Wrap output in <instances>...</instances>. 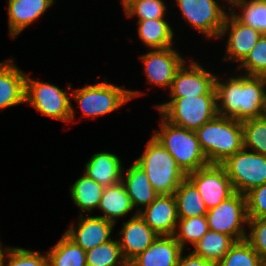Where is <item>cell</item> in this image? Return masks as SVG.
<instances>
[{"instance_id": "obj_8", "label": "cell", "mask_w": 266, "mask_h": 266, "mask_svg": "<svg viewBox=\"0 0 266 266\" xmlns=\"http://www.w3.org/2000/svg\"><path fill=\"white\" fill-rule=\"evenodd\" d=\"M235 192L246 194L266 183V156L242 148L221 164Z\"/></svg>"}, {"instance_id": "obj_23", "label": "cell", "mask_w": 266, "mask_h": 266, "mask_svg": "<svg viewBox=\"0 0 266 266\" xmlns=\"http://www.w3.org/2000/svg\"><path fill=\"white\" fill-rule=\"evenodd\" d=\"M98 209L104 215H98L103 219L116 224L118 218L127 215L133 206L122 182L105 187L98 204Z\"/></svg>"}, {"instance_id": "obj_15", "label": "cell", "mask_w": 266, "mask_h": 266, "mask_svg": "<svg viewBox=\"0 0 266 266\" xmlns=\"http://www.w3.org/2000/svg\"><path fill=\"white\" fill-rule=\"evenodd\" d=\"M78 223L71 224L64 233L79 245L84 251H88L112 239L111 234L115 224L100 216L79 215ZM75 226V227H74Z\"/></svg>"}, {"instance_id": "obj_14", "label": "cell", "mask_w": 266, "mask_h": 266, "mask_svg": "<svg viewBox=\"0 0 266 266\" xmlns=\"http://www.w3.org/2000/svg\"><path fill=\"white\" fill-rule=\"evenodd\" d=\"M228 33L225 56L223 59L241 62L263 35L257 29L240 22L229 10L218 38Z\"/></svg>"}, {"instance_id": "obj_7", "label": "cell", "mask_w": 266, "mask_h": 266, "mask_svg": "<svg viewBox=\"0 0 266 266\" xmlns=\"http://www.w3.org/2000/svg\"><path fill=\"white\" fill-rule=\"evenodd\" d=\"M72 84L67 85V90L61 89L49 82H41L26 75L25 103L31 104L36 111L44 116L63 122L75 120V111L72 105Z\"/></svg>"}, {"instance_id": "obj_41", "label": "cell", "mask_w": 266, "mask_h": 266, "mask_svg": "<svg viewBox=\"0 0 266 266\" xmlns=\"http://www.w3.org/2000/svg\"><path fill=\"white\" fill-rule=\"evenodd\" d=\"M226 1L228 2L229 7H231V5L237 0H226Z\"/></svg>"}, {"instance_id": "obj_31", "label": "cell", "mask_w": 266, "mask_h": 266, "mask_svg": "<svg viewBox=\"0 0 266 266\" xmlns=\"http://www.w3.org/2000/svg\"><path fill=\"white\" fill-rule=\"evenodd\" d=\"M243 148L266 156V115L242 121Z\"/></svg>"}, {"instance_id": "obj_27", "label": "cell", "mask_w": 266, "mask_h": 266, "mask_svg": "<svg viewBox=\"0 0 266 266\" xmlns=\"http://www.w3.org/2000/svg\"><path fill=\"white\" fill-rule=\"evenodd\" d=\"M105 187L98 184L85 174L79 177L70 190L71 199L74 204L80 208L82 212L92 213L94 208H98L99 201L102 197V192Z\"/></svg>"}, {"instance_id": "obj_4", "label": "cell", "mask_w": 266, "mask_h": 266, "mask_svg": "<svg viewBox=\"0 0 266 266\" xmlns=\"http://www.w3.org/2000/svg\"><path fill=\"white\" fill-rule=\"evenodd\" d=\"M135 162L145 171L159 195H173L186 178L175 159L153 136Z\"/></svg>"}, {"instance_id": "obj_5", "label": "cell", "mask_w": 266, "mask_h": 266, "mask_svg": "<svg viewBox=\"0 0 266 266\" xmlns=\"http://www.w3.org/2000/svg\"><path fill=\"white\" fill-rule=\"evenodd\" d=\"M155 108L169 123L192 131L218 115L216 95L171 97Z\"/></svg>"}, {"instance_id": "obj_18", "label": "cell", "mask_w": 266, "mask_h": 266, "mask_svg": "<svg viewBox=\"0 0 266 266\" xmlns=\"http://www.w3.org/2000/svg\"><path fill=\"white\" fill-rule=\"evenodd\" d=\"M183 251L174 235H161L130 263L133 266H176Z\"/></svg>"}, {"instance_id": "obj_9", "label": "cell", "mask_w": 266, "mask_h": 266, "mask_svg": "<svg viewBox=\"0 0 266 266\" xmlns=\"http://www.w3.org/2000/svg\"><path fill=\"white\" fill-rule=\"evenodd\" d=\"M206 219L209 230L224 233L235 241L246 239L245 229L248 225L246 196L235 192L218 206L208 210Z\"/></svg>"}, {"instance_id": "obj_44", "label": "cell", "mask_w": 266, "mask_h": 266, "mask_svg": "<svg viewBox=\"0 0 266 266\" xmlns=\"http://www.w3.org/2000/svg\"><path fill=\"white\" fill-rule=\"evenodd\" d=\"M123 266H133L130 262H126Z\"/></svg>"}, {"instance_id": "obj_11", "label": "cell", "mask_w": 266, "mask_h": 266, "mask_svg": "<svg viewBox=\"0 0 266 266\" xmlns=\"http://www.w3.org/2000/svg\"><path fill=\"white\" fill-rule=\"evenodd\" d=\"M186 178L199 191L208 210L235 193L232 182L221 164H209L189 173Z\"/></svg>"}, {"instance_id": "obj_43", "label": "cell", "mask_w": 266, "mask_h": 266, "mask_svg": "<svg viewBox=\"0 0 266 266\" xmlns=\"http://www.w3.org/2000/svg\"><path fill=\"white\" fill-rule=\"evenodd\" d=\"M262 266H266V258L262 260Z\"/></svg>"}, {"instance_id": "obj_24", "label": "cell", "mask_w": 266, "mask_h": 266, "mask_svg": "<svg viewBox=\"0 0 266 266\" xmlns=\"http://www.w3.org/2000/svg\"><path fill=\"white\" fill-rule=\"evenodd\" d=\"M138 36L149 49H163L174 44V31L165 19H148L137 22Z\"/></svg>"}, {"instance_id": "obj_34", "label": "cell", "mask_w": 266, "mask_h": 266, "mask_svg": "<svg viewBox=\"0 0 266 266\" xmlns=\"http://www.w3.org/2000/svg\"><path fill=\"white\" fill-rule=\"evenodd\" d=\"M0 266H49V259L47 253L7 246L0 256Z\"/></svg>"}, {"instance_id": "obj_3", "label": "cell", "mask_w": 266, "mask_h": 266, "mask_svg": "<svg viewBox=\"0 0 266 266\" xmlns=\"http://www.w3.org/2000/svg\"><path fill=\"white\" fill-rule=\"evenodd\" d=\"M160 117L161 128L155 130L152 136L175 159L185 175L209 165L195 131L175 126Z\"/></svg>"}, {"instance_id": "obj_38", "label": "cell", "mask_w": 266, "mask_h": 266, "mask_svg": "<svg viewBox=\"0 0 266 266\" xmlns=\"http://www.w3.org/2000/svg\"><path fill=\"white\" fill-rule=\"evenodd\" d=\"M245 196L248 218H266V183L251 189Z\"/></svg>"}, {"instance_id": "obj_2", "label": "cell", "mask_w": 266, "mask_h": 266, "mask_svg": "<svg viewBox=\"0 0 266 266\" xmlns=\"http://www.w3.org/2000/svg\"><path fill=\"white\" fill-rule=\"evenodd\" d=\"M195 132L209 164H222L243 148L241 121L217 115Z\"/></svg>"}, {"instance_id": "obj_21", "label": "cell", "mask_w": 266, "mask_h": 266, "mask_svg": "<svg viewBox=\"0 0 266 266\" xmlns=\"http://www.w3.org/2000/svg\"><path fill=\"white\" fill-rule=\"evenodd\" d=\"M121 182L125 186L133 208H138L137 213L142 207L150 205L159 195L153 189L145 171L136 162L126 170L123 168Z\"/></svg>"}, {"instance_id": "obj_35", "label": "cell", "mask_w": 266, "mask_h": 266, "mask_svg": "<svg viewBox=\"0 0 266 266\" xmlns=\"http://www.w3.org/2000/svg\"><path fill=\"white\" fill-rule=\"evenodd\" d=\"M164 0H130L123 7L127 17H138L139 20L164 19L166 6Z\"/></svg>"}, {"instance_id": "obj_22", "label": "cell", "mask_w": 266, "mask_h": 266, "mask_svg": "<svg viewBox=\"0 0 266 266\" xmlns=\"http://www.w3.org/2000/svg\"><path fill=\"white\" fill-rule=\"evenodd\" d=\"M84 171L86 176L108 187L121 182L123 166L117 155L102 151L92 155L85 164Z\"/></svg>"}, {"instance_id": "obj_6", "label": "cell", "mask_w": 266, "mask_h": 266, "mask_svg": "<svg viewBox=\"0 0 266 266\" xmlns=\"http://www.w3.org/2000/svg\"><path fill=\"white\" fill-rule=\"evenodd\" d=\"M140 95V91L125 89L104 80L75 89L71 92V99L76 100L83 116L95 119L113 112Z\"/></svg>"}, {"instance_id": "obj_37", "label": "cell", "mask_w": 266, "mask_h": 266, "mask_svg": "<svg viewBox=\"0 0 266 266\" xmlns=\"http://www.w3.org/2000/svg\"><path fill=\"white\" fill-rule=\"evenodd\" d=\"M246 240L263 260L266 258V218H248Z\"/></svg>"}, {"instance_id": "obj_13", "label": "cell", "mask_w": 266, "mask_h": 266, "mask_svg": "<svg viewBox=\"0 0 266 266\" xmlns=\"http://www.w3.org/2000/svg\"><path fill=\"white\" fill-rule=\"evenodd\" d=\"M183 58L173 47L149 49L146 54L140 56L146 81L170 89L176 72L187 62Z\"/></svg>"}, {"instance_id": "obj_40", "label": "cell", "mask_w": 266, "mask_h": 266, "mask_svg": "<svg viewBox=\"0 0 266 266\" xmlns=\"http://www.w3.org/2000/svg\"><path fill=\"white\" fill-rule=\"evenodd\" d=\"M2 243H1V241H0V256L6 251V246H5V248L3 249L2 248V246H3V244L1 245Z\"/></svg>"}, {"instance_id": "obj_39", "label": "cell", "mask_w": 266, "mask_h": 266, "mask_svg": "<svg viewBox=\"0 0 266 266\" xmlns=\"http://www.w3.org/2000/svg\"><path fill=\"white\" fill-rule=\"evenodd\" d=\"M181 253L176 266H216L211 261H208L202 257H198L192 252L187 256L182 255Z\"/></svg>"}, {"instance_id": "obj_32", "label": "cell", "mask_w": 266, "mask_h": 266, "mask_svg": "<svg viewBox=\"0 0 266 266\" xmlns=\"http://www.w3.org/2000/svg\"><path fill=\"white\" fill-rule=\"evenodd\" d=\"M208 231L206 216L179 218L174 237L184 250L186 242L194 246Z\"/></svg>"}, {"instance_id": "obj_16", "label": "cell", "mask_w": 266, "mask_h": 266, "mask_svg": "<svg viewBox=\"0 0 266 266\" xmlns=\"http://www.w3.org/2000/svg\"><path fill=\"white\" fill-rule=\"evenodd\" d=\"M122 226L118 232V243L127 262L145 251L159 236L137 212H134L127 222H123Z\"/></svg>"}, {"instance_id": "obj_25", "label": "cell", "mask_w": 266, "mask_h": 266, "mask_svg": "<svg viewBox=\"0 0 266 266\" xmlns=\"http://www.w3.org/2000/svg\"><path fill=\"white\" fill-rule=\"evenodd\" d=\"M178 218L206 216L208 211L201 194L196 187L185 178L174 192Z\"/></svg>"}, {"instance_id": "obj_17", "label": "cell", "mask_w": 266, "mask_h": 266, "mask_svg": "<svg viewBox=\"0 0 266 266\" xmlns=\"http://www.w3.org/2000/svg\"><path fill=\"white\" fill-rule=\"evenodd\" d=\"M145 223L159 236L174 235L177 223V204L174 195H158L138 212Z\"/></svg>"}, {"instance_id": "obj_19", "label": "cell", "mask_w": 266, "mask_h": 266, "mask_svg": "<svg viewBox=\"0 0 266 266\" xmlns=\"http://www.w3.org/2000/svg\"><path fill=\"white\" fill-rule=\"evenodd\" d=\"M54 3L55 0H8L9 35L15 39Z\"/></svg>"}, {"instance_id": "obj_26", "label": "cell", "mask_w": 266, "mask_h": 266, "mask_svg": "<svg viewBox=\"0 0 266 266\" xmlns=\"http://www.w3.org/2000/svg\"><path fill=\"white\" fill-rule=\"evenodd\" d=\"M236 241L224 233L209 230L191 251L198 257L211 261L215 265L224 257Z\"/></svg>"}, {"instance_id": "obj_28", "label": "cell", "mask_w": 266, "mask_h": 266, "mask_svg": "<svg viewBox=\"0 0 266 266\" xmlns=\"http://www.w3.org/2000/svg\"><path fill=\"white\" fill-rule=\"evenodd\" d=\"M47 255L49 266H86V251L65 233Z\"/></svg>"}, {"instance_id": "obj_20", "label": "cell", "mask_w": 266, "mask_h": 266, "mask_svg": "<svg viewBox=\"0 0 266 266\" xmlns=\"http://www.w3.org/2000/svg\"><path fill=\"white\" fill-rule=\"evenodd\" d=\"M14 59L0 62V110L25 103L26 75Z\"/></svg>"}, {"instance_id": "obj_33", "label": "cell", "mask_w": 266, "mask_h": 266, "mask_svg": "<svg viewBox=\"0 0 266 266\" xmlns=\"http://www.w3.org/2000/svg\"><path fill=\"white\" fill-rule=\"evenodd\" d=\"M216 266H262V259L243 239L236 241Z\"/></svg>"}, {"instance_id": "obj_10", "label": "cell", "mask_w": 266, "mask_h": 266, "mask_svg": "<svg viewBox=\"0 0 266 266\" xmlns=\"http://www.w3.org/2000/svg\"><path fill=\"white\" fill-rule=\"evenodd\" d=\"M181 15L191 27L208 39H217L227 15L217 0H175ZM224 8V9H223Z\"/></svg>"}, {"instance_id": "obj_42", "label": "cell", "mask_w": 266, "mask_h": 266, "mask_svg": "<svg viewBox=\"0 0 266 266\" xmlns=\"http://www.w3.org/2000/svg\"><path fill=\"white\" fill-rule=\"evenodd\" d=\"M130 0H121L122 4L121 5H125L127 2H129Z\"/></svg>"}, {"instance_id": "obj_29", "label": "cell", "mask_w": 266, "mask_h": 266, "mask_svg": "<svg viewBox=\"0 0 266 266\" xmlns=\"http://www.w3.org/2000/svg\"><path fill=\"white\" fill-rule=\"evenodd\" d=\"M228 10L243 24L266 34V0H237ZM236 8L239 9L238 13Z\"/></svg>"}, {"instance_id": "obj_1", "label": "cell", "mask_w": 266, "mask_h": 266, "mask_svg": "<svg viewBox=\"0 0 266 266\" xmlns=\"http://www.w3.org/2000/svg\"><path fill=\"white\" fill-rule=\"evenodd\" d=\"M216 76L215 90L219 116L237 121L266 115V77L239 74L226 82Z\"/></svg>"}, {"instance_id": "obj_36", "label": "cell", "mask_w": 266, "mask_h": 266, "mask_svg": "<svg viewBox=\"0 0 266 266\" xmlns=\"http://www.w3.org/2000/svg\"><path fill=\"white\" fill-rule=\"evenodd\" d=\"M238 70H244L245 75L266 77V34H263L257 44L238 64Z\"/></svg>"}, {"instance_id": "obj_12", "label": "cell", "mask_w": 266, "mask_h": 266, "mask_svg": "<svg viewBox=\"0 0 266 266\" xmlns=\"http://www.w3.org/2000/svg\"><path fill=\"white\" fill-rule=\"evenodd\" d=\"M184 63L176 72L170 87L171 97L216 95V75L204 69L198 61ZM186 65V66H185Z\"/></svg>"}, {"instance_id": "obj_30", "label": "cell", "mask_w": 266, "mask_h": 266, "mask_svg": "<svg viewBox=\"0 0 266 266\" xmlns=\"http://www.w3.org/2000/svg\"><path fill=\"white\" fill-rule=\"evenodd\" d=\"M126 262L117 239L86 251V266H123Z\"/></svg>"}]
</instances>
